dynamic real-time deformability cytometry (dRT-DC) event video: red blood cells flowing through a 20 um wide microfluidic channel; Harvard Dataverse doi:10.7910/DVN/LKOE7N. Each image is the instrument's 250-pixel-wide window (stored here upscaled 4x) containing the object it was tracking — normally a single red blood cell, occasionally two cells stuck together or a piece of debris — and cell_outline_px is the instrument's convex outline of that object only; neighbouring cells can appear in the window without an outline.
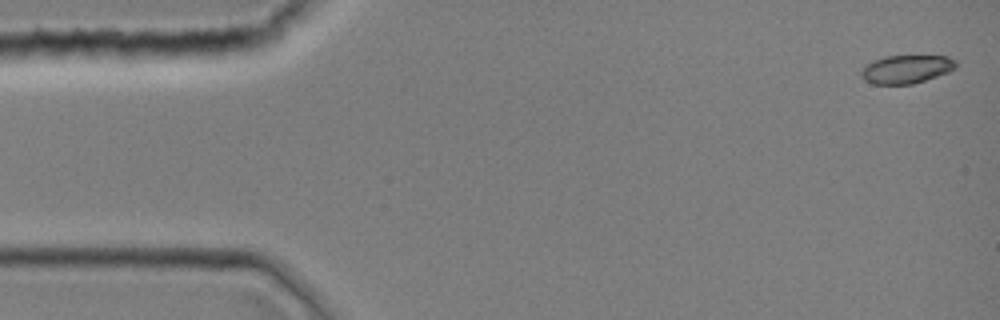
{"species": "common noctule bat (a hibernating species)", "species_latin": "Nyctalus noctula", "temperature_condition": "room temperature", "stored_images_in_passage": 44, "camera_frame_rate_fps": 3000, "um_per_image_px": 0.085, "animal": {"sex": "female", "body_mass_g": 19.0, "forearm_length_mm": 51.5}, "frame": {"image": 1, "passage_image": 1, "time_ms": 0.0, "image_size_px": [1000, 320], "cell_outline_px": [[956, 68], [948, 72], [912, 84], [872, 84], [864, 80], [860, 76], [860, 72], [864, 64], [872, 60], [884, 56], [948, 56], [956, 60]], "centroid_in_image_um": [76.98, 5.87], "position_along_channel_um": 8.0, "area_um2": 15.78}}
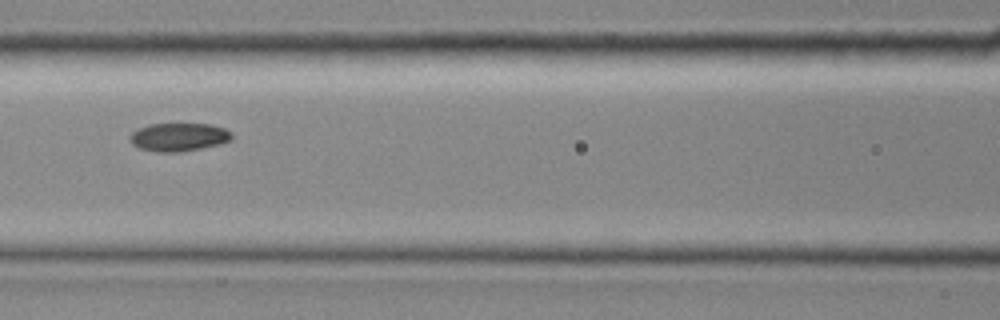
{"frame": {"image": 2, "passage_image": 19, "time_ms": 6.0, "image_size_px": [1000, 320], "cell_outline_px": [[232, 140], [220, 144], [180, 152], [156, 152], [140, 148], [132, 144], [128, 140], [128, 136], [132, 132], [148, 124], [208, 124], [224, 128], [232, 132]], "centroid_in_image_um": [15.18, 11.65], "position_along_channel_um": 151.4, "area_um2": 16.82}}
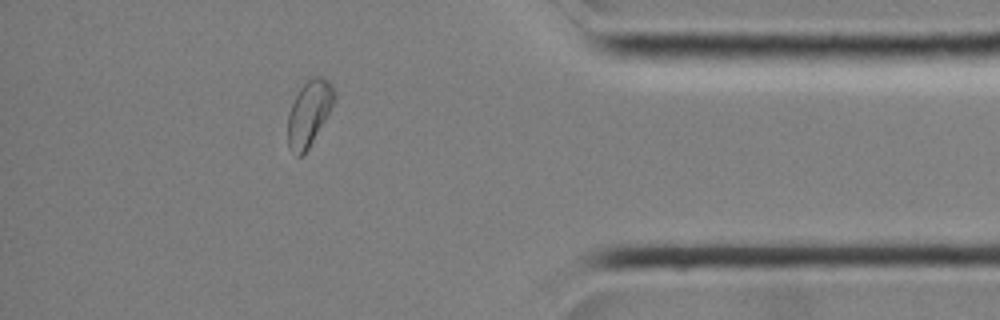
{"frame": {"image": 3, "passage_image": 38, "time_ms": 12.333, "image_size_px": [1000, 320], "cell_outline_px": [[336, 96], [324, 120], [308, 148], [300, 156], [296, 156], [288, 148], [288, 112], [300, 88], [312, 76], [324, 76], [332, 84], [336, 92]], "centroid_in_image_um": [26.26, 9.58], "position_along_channel_um": 408.9, "area_um2": 17.4}}